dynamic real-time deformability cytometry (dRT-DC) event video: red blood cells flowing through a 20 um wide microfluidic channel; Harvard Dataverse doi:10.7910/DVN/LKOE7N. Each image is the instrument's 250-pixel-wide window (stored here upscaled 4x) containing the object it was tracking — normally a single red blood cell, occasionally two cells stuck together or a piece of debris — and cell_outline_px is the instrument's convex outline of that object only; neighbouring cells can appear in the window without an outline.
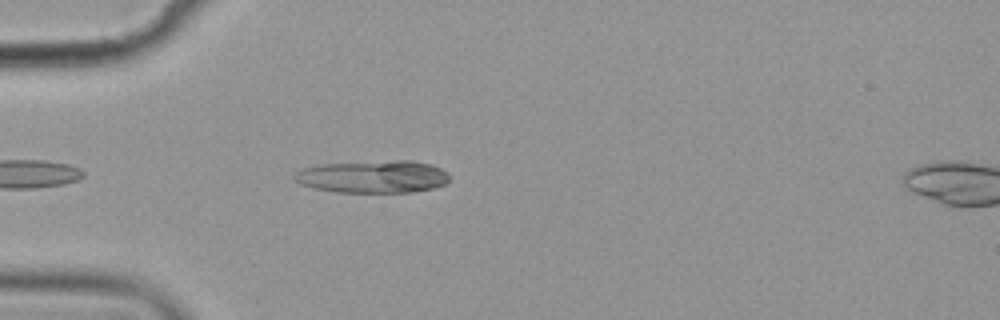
{"species": "common noctule bat (a hibernating species)", "species_latin": "Nyctalus noctula", "temperature_condition": "cold", "stored_images_in_passage": 4, "camera_frame_rate_fps": 3000, "um_per_image_px": 0.085, "animal": {"sex": "female", "body_mass_g": 19.9}, "frame": {"image": 1, "passage_image": 3, "time_ms": 2.333, "image_size_px": [1000, 320], "cell_outline_px": [[452, 176], [444, 184], [436, 188], [412, 192], [336, 192], [312, 188], [300, 184], [292, 180], [292, 176], [296, 172], [304, 168], [320, 164], [396, 160], [412, 160], [432, 164], [448, 172]], "centroid_in_image_um": [31.72, 15.01], "position_along_channel_um": 53.3, "area_um2": 29.77}}